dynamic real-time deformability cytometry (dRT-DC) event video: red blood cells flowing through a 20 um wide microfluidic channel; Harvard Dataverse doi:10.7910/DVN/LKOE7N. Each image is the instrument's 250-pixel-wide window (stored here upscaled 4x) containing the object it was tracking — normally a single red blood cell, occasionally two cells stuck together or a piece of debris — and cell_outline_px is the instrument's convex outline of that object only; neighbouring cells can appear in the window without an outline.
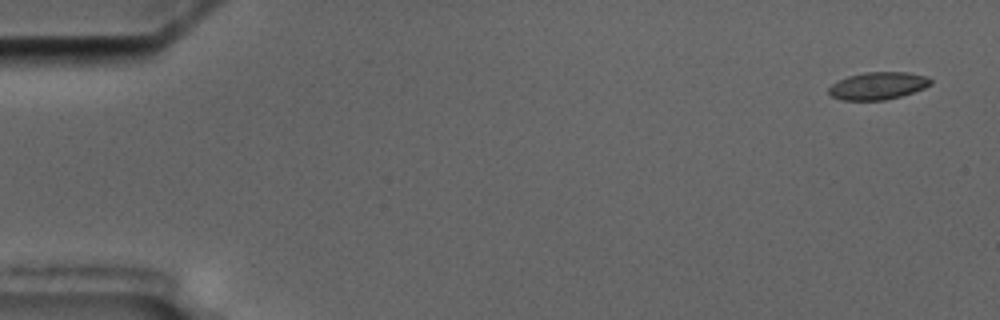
{"species": "common noctule bat (a hibernating species)", "species_latin": "Nyctalus noctula", "temperature_condition": "cold", "stored_images_in_passage": 6, "camera_frame_rate_fps": 3000, "um_per_image_px": 0.085, "animal": {"sex": "male", "body_mass_g": 17.5, "forearm_length_mm": 52.3}, "frame": {"image": 1, "passage_image": 1, "time_ms": 0.0, "image_size_px": [1000, 320], "cell_outline_px": [[932, 84], [924, 88], [900, 96], [884, 100], [844, 100], [832, 96], [828, 92], [828, 88], [832, 84], [848, 76], [864, 72], [908, 72], [928, 76], [932, 80]], "centroid_in_image_um": [74.65, 7.28], "position_along_channel_um": 10.4, "area_um2": 16.24}}
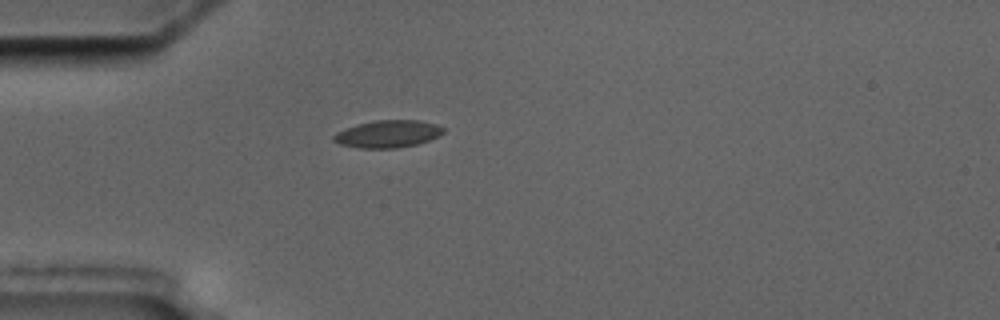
{"frame": {"image": 2, "passage_image": 5, "time_ms": 4.667, "image_size_px": [1000, 320], "cell_outline_px": [[444, 132], [440, 136], [416, 144], [396, 148], [360, 148], [340, 144], [332, 140], [332, 136], [336, 132], [344, 128], [356, 124], [372, 120], [416, 120], [436, 124], [444, 128]], "centroid_in_image_um": [32.93, 11.37], "position_along_channel_um": 52.1, "area_um2": 17.57}}